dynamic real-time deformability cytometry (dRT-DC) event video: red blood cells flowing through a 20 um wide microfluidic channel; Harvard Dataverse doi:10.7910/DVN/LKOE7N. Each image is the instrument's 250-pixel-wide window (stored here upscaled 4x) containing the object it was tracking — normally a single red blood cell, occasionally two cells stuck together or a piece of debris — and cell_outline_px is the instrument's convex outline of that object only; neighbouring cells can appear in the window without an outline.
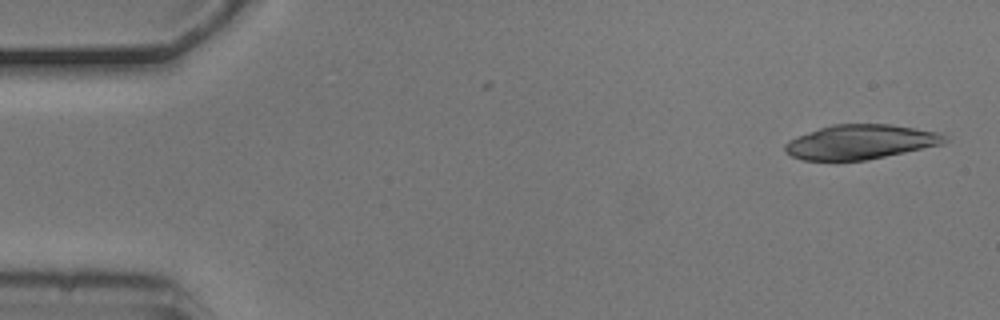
{"species": "common noctule bat (a hibernating species)", "species_latin": "Nyctalus noctula", "temperature_condition": "cold", "stored_images_in_passage": 4, "camera_frame_rate_fps": 3000, "um_per_image_px": 0.085, "animal": {"sex": "male", "body_mass_g": 20.5, "forearm_length_mm": 52.5}, "frame": {"image": 1, "passage_image": 1, "time_ms": 0.0, "image_size_px": [1000, 320], "cell_outline_px": [[948, 140], [944, 144], [868, 160], [804, 160], [792, 156], [784, 152], [784, 144], [788, 140], [796, 136], [832, 124], [888, 124], [940, 132]], "centroid_in_image_um": [73.13, 12.07], "position_along_channel_um": 11.9, "area_um2": 32.14}}